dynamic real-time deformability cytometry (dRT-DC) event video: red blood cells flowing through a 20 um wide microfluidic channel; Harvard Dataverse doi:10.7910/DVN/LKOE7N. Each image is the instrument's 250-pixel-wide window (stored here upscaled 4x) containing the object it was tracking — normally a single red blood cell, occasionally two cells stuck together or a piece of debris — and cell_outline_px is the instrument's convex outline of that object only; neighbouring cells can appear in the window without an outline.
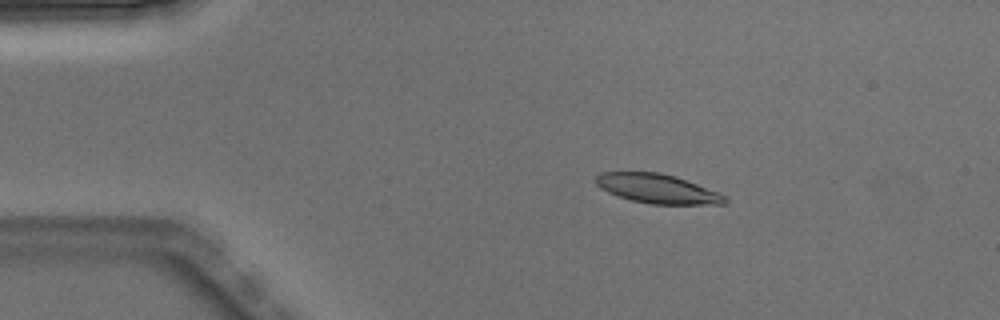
{"species": "Egyptian fruit bat (a non-hibernating species)", "species_latin": "Rousettus aegyptiacus", "temperature_condition": "warm", "stored_images_in_passage": 3, "camera_frame_rate_fps": 3000, "um_per_image_px": 0.085, "animal": {"sex": "male"}, "frame": {"image": 1, "passage_image": 2, "time_ms": 0.333, "image_size_px": [1000, 320], "cell_outline_px": [[728, 200], [724, 204], [652, 204], [632, 200], [608, 192], [600, 188], [596, 184], [596, 176], [600, 172], [660, 172], [676, 176], [720, 192], [728, 196]], "centroid_in_image_um": [55.93, 16.03], "position_along_channel_um": 29.1, "area_um2": 22.08}}